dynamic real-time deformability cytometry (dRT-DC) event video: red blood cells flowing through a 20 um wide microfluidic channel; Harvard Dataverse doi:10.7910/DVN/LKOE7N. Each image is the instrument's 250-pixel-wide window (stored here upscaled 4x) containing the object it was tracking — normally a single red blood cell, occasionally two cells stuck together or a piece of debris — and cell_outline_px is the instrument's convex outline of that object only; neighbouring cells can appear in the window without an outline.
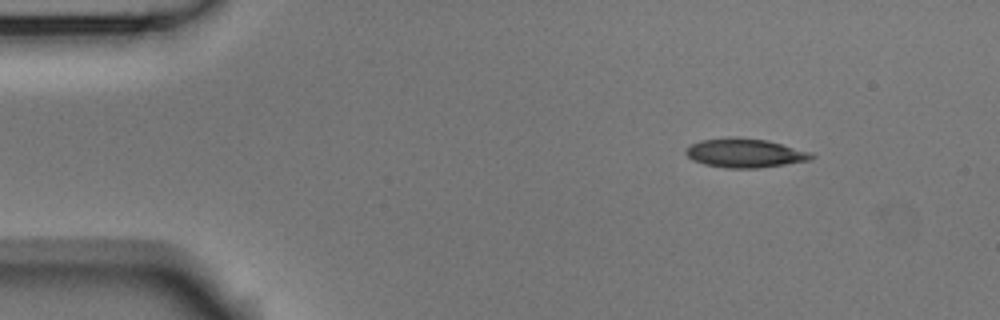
{"species": "Egyptian fruit bat (a non-hibernating species)", "species_latin": "Rousettus aegyptiacus", "temperature_condition": "room temperature", "stored_images_in_passage": 3, "camera_frame_rate_fps": 3000, "um_per_image_px": 0.085, "animal": {"sex": "male"}, "frame": {"image": 1, "passage_image": 1, "time_ms": 0.0, "image_size_px": [1000, 320], "cell_outline_px": [[816, 156], [812, 160], [756, 168], [728, 168], [704, 164], [692, 160], [684, 152], [684, 148], [700, 140], [768, 140], [812, 152]], "centroid_in_image_um": [63.36, 13.05], "position_along_channel_um": 21.6, "area_um2": 20.46}}
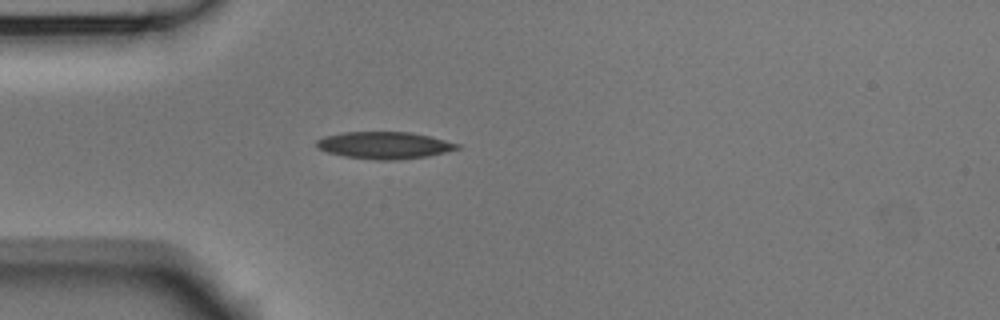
{"frame": {"image": 2, "passage_image": 3, "time_ms": 0.667, "image_size_px": [1000, 320], "cell_outline_px": [[460, 148], [444, 152], [424, 156], [396, 160], [376, 160], [344, 156], [328, 152], [316, 148], [316, 140], [324, 136], [344, 132], [412, 132], [460, 144]], "centroid_in_image_um": [32.62, 12.34], "position_along_channel_um": 52.4, "area_um2": 21.96}}